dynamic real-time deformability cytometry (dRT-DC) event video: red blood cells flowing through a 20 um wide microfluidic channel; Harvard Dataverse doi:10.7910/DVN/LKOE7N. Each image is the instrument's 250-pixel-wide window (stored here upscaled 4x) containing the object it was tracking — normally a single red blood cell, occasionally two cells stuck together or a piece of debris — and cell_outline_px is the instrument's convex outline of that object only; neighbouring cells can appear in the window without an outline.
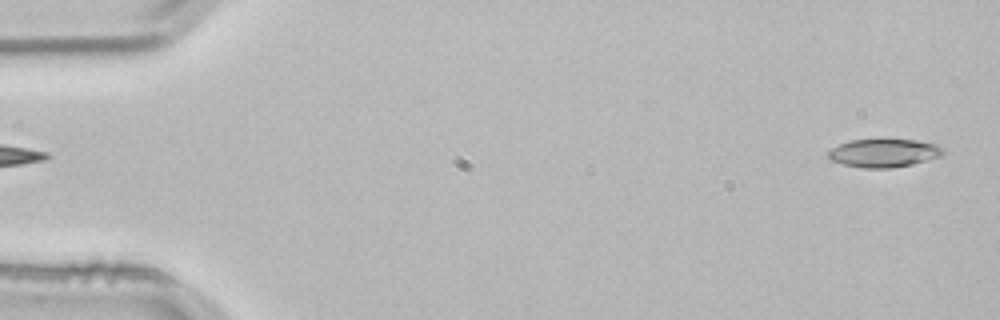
{"species": "common noctule bat (a hibernating species)", "species_latin": "Nyctalus noctula", "temperature_condition": "room temperature", "stored_images_in_passage": 4, "segment_of_instrument_passage": [2, 2], "camera_frame_rate_fps": 3000, "um_per_image_px": 0.085, "animal": {"sex": "male", "body_mass_g": 21.5, "forearm_length_mm": 52.0}, "frame": {"image": 1, "passage_image": 4, "time_ms": 1.0, "image_size_px": [1000, 320], "cell_outline_px": [[944, 152], [940, 156], [912, 164], [892, 168], [864, 168], [844, 164], [832, 160], [824, 156], [832, 148], [848, 140], [880, 136], [916, 140], [936, 144]], "centroid_in_image_um": [75.07, 12.95], "position_along_channel_um": 9.9, "area_um2": 19.65}}